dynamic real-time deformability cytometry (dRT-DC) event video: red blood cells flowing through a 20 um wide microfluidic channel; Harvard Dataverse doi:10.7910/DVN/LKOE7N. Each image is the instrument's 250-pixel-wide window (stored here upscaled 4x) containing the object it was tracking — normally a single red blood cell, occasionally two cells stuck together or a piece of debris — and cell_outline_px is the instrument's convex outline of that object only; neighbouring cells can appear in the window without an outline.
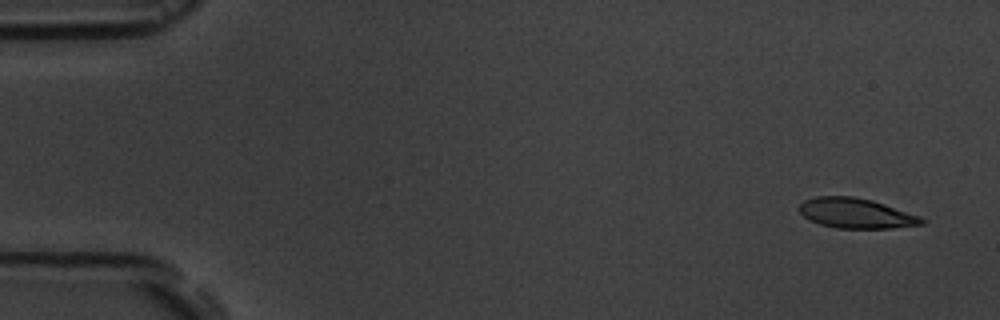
{"species": "common noctule bat (a hibernating species)", "species_latin": "Nyctalus noctula", "temperature_condition": "room temperature", "stored_images_in_passage": 6, "segment_of_instrument_passage": [1, 2], "camera_frame_rate_fps": 3000, "um_per_image_px": 0.085, "animal": {"sex": "male", "body_mass_g": 19.5, "forearm_length_mm": 54.6}, "frame": {"image": 1, "passage_image": 1, "time_ms": 0.0, "image_size_px": [1000, 320], "cell_outline_px": [[928, 220], [924, 224], [892, 228], [836, 228], [820, 224], [804, 216], [800, 212], [800, 204], [804, 200], [816, 196], [852, 196], [872, 200], [920, 216]], "centroid_in_image_um": [72.79, 18.13], "position_along_channel_um": 12.2, "area_um2": 21.33}}